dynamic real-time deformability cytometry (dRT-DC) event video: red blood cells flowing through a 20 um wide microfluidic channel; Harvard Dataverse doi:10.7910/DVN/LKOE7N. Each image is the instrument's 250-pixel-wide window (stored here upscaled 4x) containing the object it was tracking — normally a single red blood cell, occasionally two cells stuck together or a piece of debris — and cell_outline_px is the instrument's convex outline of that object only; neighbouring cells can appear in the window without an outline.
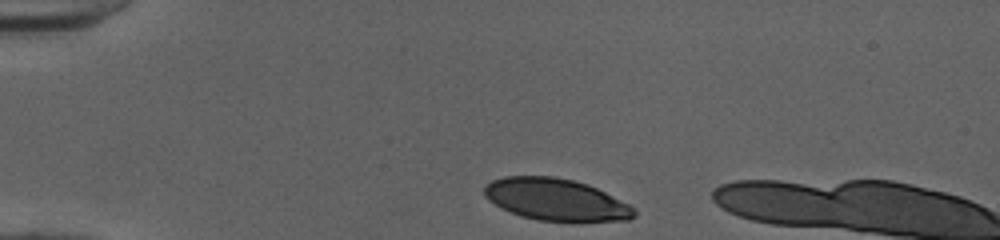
{"species": "human", "species_latin": "Homo sapiens", "temperature_condition": "cold", "stored_images_in_passage": 33, "camera_frame_rate_fps": 3000, "um_per_image_px": 0.085, "donor": {"sex": "female"}, "frame": {"image": 1, "passage_image": 1, "time_ms": 0.0, "image_size_px": [1000, 240], "cell_outline_px": [[636, 216], [628, 220], [572, 224], [536, 220], [520, 216], [500, 208], [488, 200], [484, 196], [484, 184], [492, 180], [504, 176], [552, 176], [572, 180], [588, 184], [636, 208]], "centroid_in_image_um": [47.26, 17.01], "position_along_channel_um": 37.7, "area_um2": 37.69}}
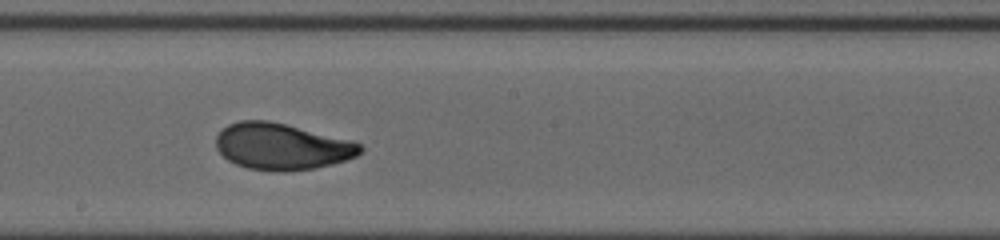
{"frame": {"image": 2, "passage_image": 19, "time_ms": 6.0, "image_size_px": [1000, 240], "cell_outline_px": [[364, 148], [356, 156], [332, 164], [312, 168], [284, 172], [276, 172], [248, 168], [236, 164], [228, 160], [216, 148], [216, 136], [228, 124], [240, 120], [268, 120], [352, 140], [360, 144]], "centroid_in_image_um": [23.94, 12.45], "position_along_channel_um": 224.3, "area_um2": 38.9}}
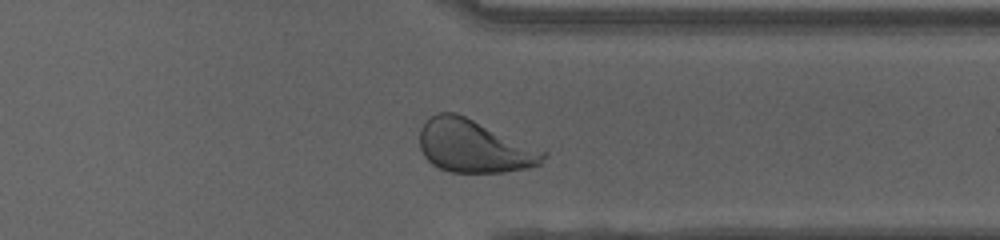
{"frame": {"image": 3, "passage_image": 30, "time_ms": 9.667, "image_size_px": [1000, 240], "cell_outline_px": [[548, 152], [540, 164], [528, 168], [504, 172], [452, 172], [440, 168], [432, 164], [424, 156], [420, 148], [420, 128], [432, 116], [440, 112], [456, 112]], "centroid_in_image_um": [40.3, 12.43], "position_along_channel_um": 371.1, "area_um2": 37.74}, "authors_computed_cell_mechanics": {"area_um2": 38.6104, "velocity_mm_per_s": 4.0061, "shape_relaxation_time_tau1_ms": 3.6954, "shape_relaxation_time_tau2_ms": 0.678, "deformation_change_tau1": 0.1466, "deformation_change_tau2": 0.0444}}